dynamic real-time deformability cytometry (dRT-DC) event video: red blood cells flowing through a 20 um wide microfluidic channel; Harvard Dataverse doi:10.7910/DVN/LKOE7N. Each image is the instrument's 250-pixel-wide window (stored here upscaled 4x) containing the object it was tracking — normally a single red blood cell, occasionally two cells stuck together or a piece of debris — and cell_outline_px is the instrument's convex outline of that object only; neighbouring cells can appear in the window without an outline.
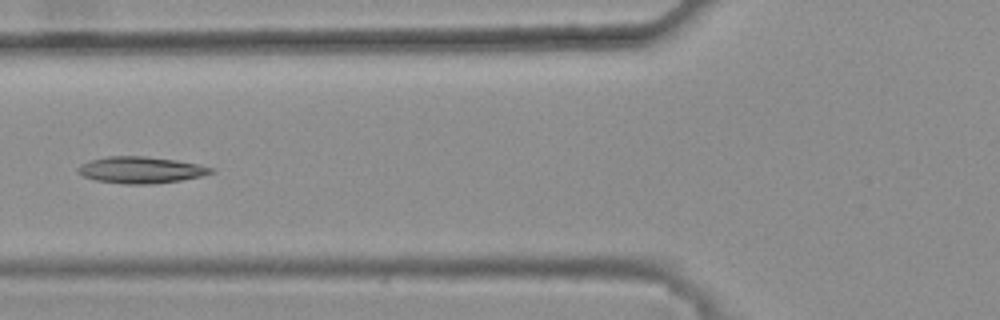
{"species": "common noctule bat (a hibernating species)", "species_latin": "Nyctalus noctula", "temperature_condition": "warm", "stored_images_in_passage": 6, "camera_frame_rate_fps": 3000, "um_per_image_px": 0.085, "animal": {"sex": "female", "body_mass_g": 25.1}, "frame": {"image": 1, "passage_image": 6, "time_ms": 1.667, "image_size_px": [1000, 320], "cell_outline_px": [[216, 172], [200, 176], [180, 180], [152, 184], [124, 184], [96, 180], [84, 176], [76, 172], [76, 168], [80, 164], [88, 160], [108, 156], [144, 156], [176, 160], [200, 164], [216, 168]], "centroid_in_image_um": [11.97, 14.44], "position_along_channel_um": 113.8, "area_um2": 20.81}}